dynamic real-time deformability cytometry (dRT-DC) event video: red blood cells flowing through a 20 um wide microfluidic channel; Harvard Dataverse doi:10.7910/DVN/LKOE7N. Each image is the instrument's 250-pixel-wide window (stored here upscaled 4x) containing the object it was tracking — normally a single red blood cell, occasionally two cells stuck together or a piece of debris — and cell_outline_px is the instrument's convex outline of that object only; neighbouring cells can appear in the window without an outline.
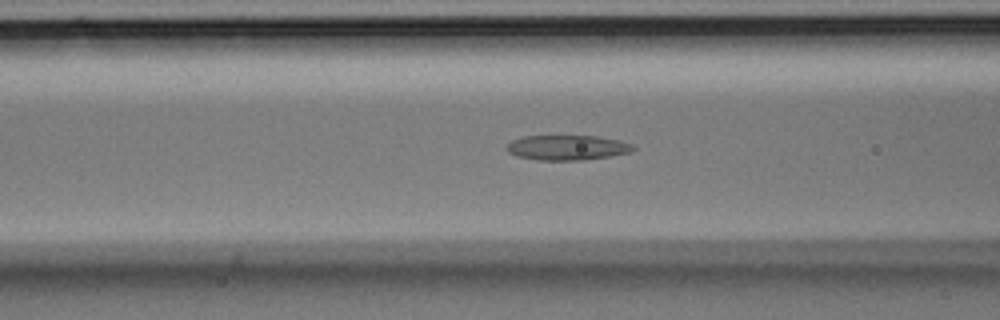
{"species": "Egyptian fruit bat (a non-hibernating species)", "species_latin": "Rousettus aegyptiacus", "temperature_condition": "room temperature", "stored_images_in_passage": 24, "camera_frame_rate_fps": 3000, "um_per_image_px": 0.085, "animal": {"sex": "male"}, "frame": {"image": 1, "passage_image": 6, "time_ms": 1.667, "image_size_px": [1000, 320], "cell_outline_px": [[636, 148], [632, 152], [584, 160], [540, 160], [516, 156], [508, 152], [504, 148], [512, 140], [524, 136], [596, 136], [620, 140], [632, 144]], "centroid_in_image_um": [48.21, 12.54], "position_along_channel_um": 118.4, "area_um2": 18.44}}
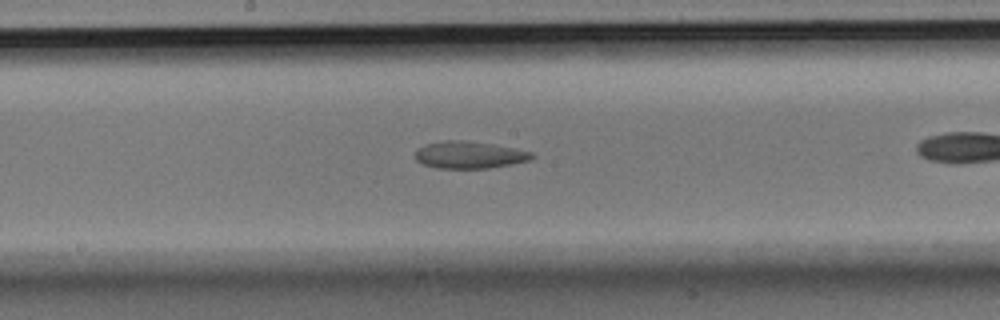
{"frame": {"image": 2, "passage_image": 12, "time_ms": 3.667, "image_size_px": [1000, 320], "cell_outline_px": [[536, 156], [528, 160], [512, 164], [488, 168], [436, 168], [424, 164], [416, 160], [416, 148], [428, 144], [448, 140], [464, 140], [492, 144], [532, 152]], "centroid_in_image_um": [39.89, 13.17], "position_along_channel_um": 208.3, "area_um2": 18.21}}
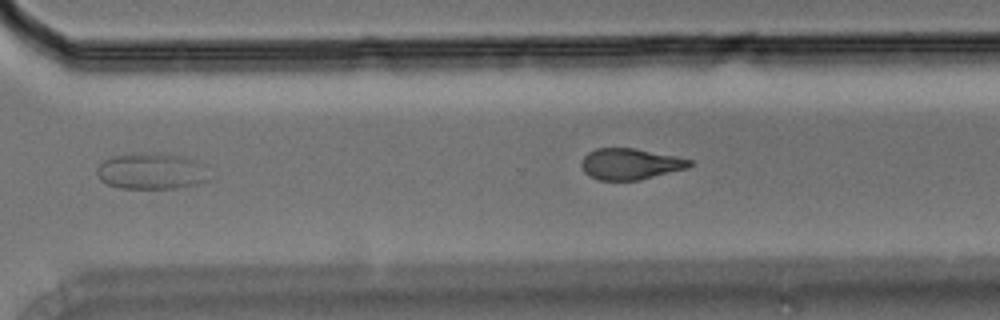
{"frame": {"image": 3, "passage_image": 22, "time_ms": 7.0, "image_size_px": [1000, 320], "cell_outline_px": [[212, 180], [196, 184], [176, 188], [120, 188], [108, 184], [100, 180], [96, 176], [96, 168], [104, 160], [112, 156], [128, 152], [156, 152], [184, 156], [196, 160], [204, 164]], "centroid_in_image_um": [12.88, 14.52], "position_along_channel_um": 357.7, "area_um2": 24.45}}